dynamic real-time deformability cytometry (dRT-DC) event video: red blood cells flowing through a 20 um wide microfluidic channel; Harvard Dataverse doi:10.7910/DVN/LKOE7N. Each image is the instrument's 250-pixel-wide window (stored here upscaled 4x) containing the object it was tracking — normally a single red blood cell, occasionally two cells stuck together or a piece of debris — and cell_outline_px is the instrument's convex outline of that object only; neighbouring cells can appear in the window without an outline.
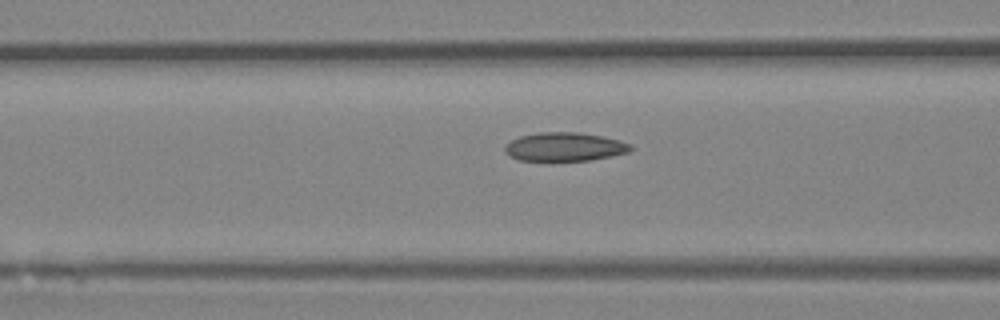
{"species": "Egyptian fruit bat (a non-hibernating species)", "species_latin": "Rousettus aegyptiacus", "temperature_condition": "room temperature", "stored_images_in_passage": 17, "camera_frame_rate_fps": 3000, "um_per_image_px": 0.085, "animal": {"sex": "female"}, "frame": {"image": 1, "passage_image": 12, "time_ms": 3.667, "image_size_px": [1000, 320], "cell_outline_px": [[632, 148], [628, 152], [612, 156], [592, 160], [516, 160], [508, 156], [504, 152], [504, 148], [512, 140], [520, 136], [540, 132], [580, 132], [604, 136], [620, 140], [632, 144]], "centroid_in_image_um": [48.01, 12.47], "position_along_channel_um": 118.6, "area_um2": 21.1}}
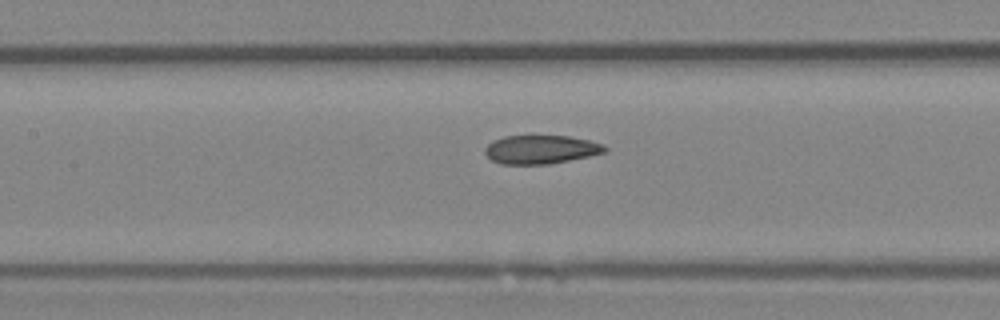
{"frame": {"image": 2, "passage_image": 15, "time_ms": 4.667, "image_size_px": [1000, 320], "cell_outline_px": [[608, 148], [604, 152], [588, 156], [548, 164], [500, 164], [492, 160], [484, 152], [484, 148], [492, 140], [504, 136], [568, 136], [588, 140], [604, 144]], "centroid_in_image_um": [45.94, 12.7], "position_along_channel_um": 161.5, "area_um2": 19.88}}